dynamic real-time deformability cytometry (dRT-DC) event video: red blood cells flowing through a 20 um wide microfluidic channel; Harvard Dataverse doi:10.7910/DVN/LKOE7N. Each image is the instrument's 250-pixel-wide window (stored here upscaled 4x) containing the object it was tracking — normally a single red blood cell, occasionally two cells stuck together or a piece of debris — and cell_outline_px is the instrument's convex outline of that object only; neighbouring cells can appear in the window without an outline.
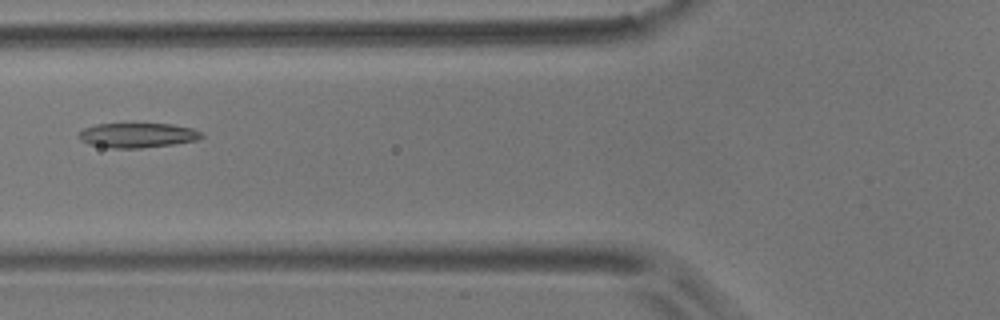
{"species": "common noctule bat (a hibernating species)", "species_latin": "Nyctalus noctula", "temperature_condition": "room temperature", "stored_images_in_passage": 2, "camera_frame_rate_fps": 3000, "um_per_image_px": 0.085, "animal": {"sex": "male", "body_mass_g": 17.9}, "frame": {"image": 1, "passage_image": 2, "time_ms": 0.333, "image_size_px": [1000, 320], "cell_outline_px": [[204, 136], [196, 140], [172, 144], [140, 148], [112, 148], [88, 144], [80, 140], [80, 132], [84, 128], [96, 124], [172, 124], [192, 128], [200, 132]], "centroid_in_image_um": [11.68, 11.49], "position_along_channel_um": 114.1, "area_um2": 17.46}}